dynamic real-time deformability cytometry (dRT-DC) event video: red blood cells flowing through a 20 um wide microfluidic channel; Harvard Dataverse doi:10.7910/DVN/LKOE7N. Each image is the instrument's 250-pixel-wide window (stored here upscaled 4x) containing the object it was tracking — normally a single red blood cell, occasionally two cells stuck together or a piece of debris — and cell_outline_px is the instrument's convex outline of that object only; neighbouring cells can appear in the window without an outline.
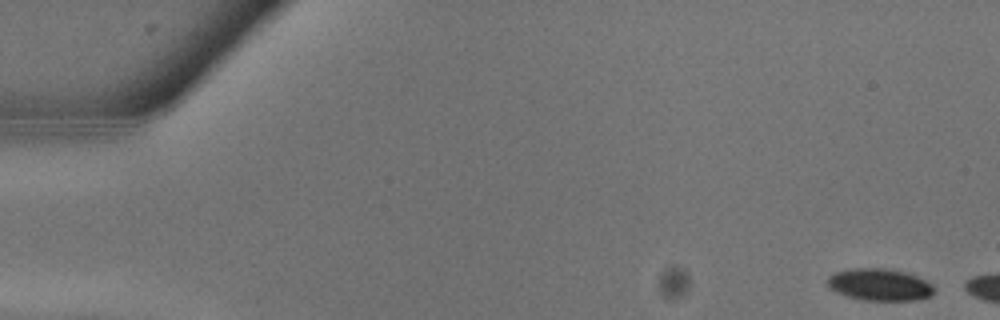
{"species": "common noctule bat (a hibernating species)", "species_latin": "Nyctalus noctula", "temperature_condition": "warm", "stored_images_in_passage": 5, "camera_frame_rate_fps": 3000, "um_per_image_px": 0.085, "animal": {"sex": "male", "body_mass_g": 13.3}, "frame": {"image": 1, "passage_image": 1, "time_ms": 0.0, "image_size_px": [1000, 320], "cell_outline_px": [[936, 292], [932, 296], [916, 300], [860, 300], [836, 292], [828, 288], [828, 276], [836, 272], [852, 268], [884, 268], [904, 272], [916, 276], [932, 284], [936, 288]], "centroid_in_image_um": [74.79, 24.2], "position_along_channel_um": 10.2, "area_um2": 20.0}}